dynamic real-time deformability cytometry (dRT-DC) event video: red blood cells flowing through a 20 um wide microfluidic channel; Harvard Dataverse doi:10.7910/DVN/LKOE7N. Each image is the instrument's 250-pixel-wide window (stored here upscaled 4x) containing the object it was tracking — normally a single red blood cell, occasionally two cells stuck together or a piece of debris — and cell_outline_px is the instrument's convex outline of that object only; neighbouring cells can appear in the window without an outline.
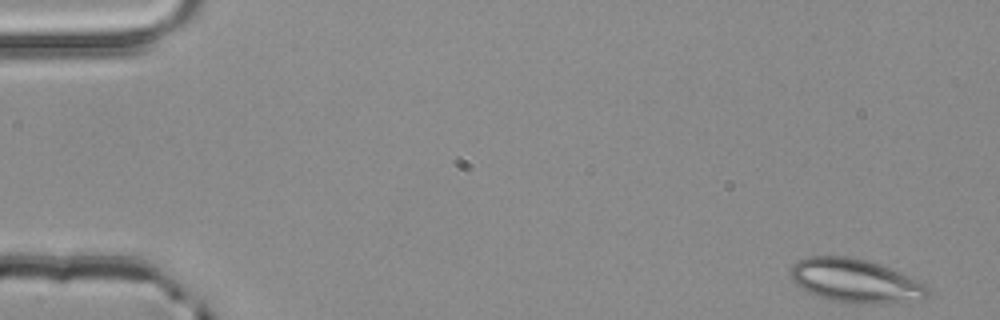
{"species": "common noctule bat (a hibernating species)", "species_latin": "Nyctalus noctula", "temperature_condition": "room temperature", "stored_images_in_passage": 4, "camera_frame_rate_fps": 3000, "um_per_image_px": 0.085, "animal": {"sex": "male", "body_mass_g": 20.4}, "frame": {"image": 1, "passage_image": 1, "time_ms": 0.0, "image_size_px": [1000, 320], "cell_outline_px": [[928, 296], [920, 300], [856, 304], [832, 300], [820, 296], [796, 284], [792, 280], [792, 264], [808, 256], [848, 256], [868, 260], [900, 272], [920, 280], [928, 288]], "centroid_in_image_um": [72.74, 23.85], "position_along_channel_um": 12.3, "area_um2": 34.39}}